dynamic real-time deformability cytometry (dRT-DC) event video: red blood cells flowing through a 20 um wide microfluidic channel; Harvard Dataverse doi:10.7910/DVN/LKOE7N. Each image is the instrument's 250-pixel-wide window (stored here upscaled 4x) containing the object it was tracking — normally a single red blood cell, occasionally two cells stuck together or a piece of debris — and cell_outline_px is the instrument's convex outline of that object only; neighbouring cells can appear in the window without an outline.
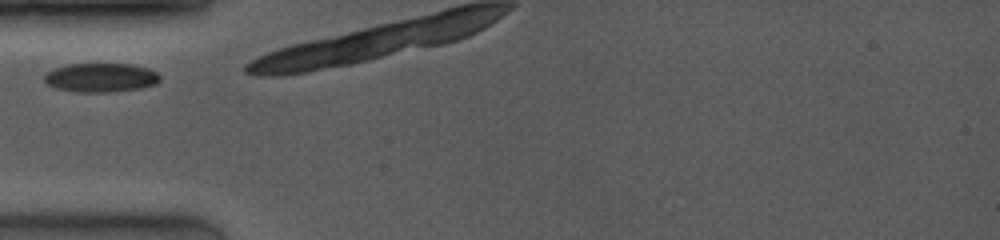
{"species": "common noctule bat (a hibernating species)", "species_latin": "Nyctalus noctula", "temperature_condition": "room temperature", "stored_images_in_passage": 2, "camera_frame_rate_fps": 4000, "um_per_image_px": 0.085, "animal": {"sex": "female", "body_mass_g": 19.0, "forearm_length_mm": 53.3}, "frame": {"image": 1, "passage_image": 1, "time_ms": 0.0, "image_size_px": [1000, 240], "cell_outline_px": [[160, 80], [156, 84], [140, 88], [112, 92], [76, 92], [56, 88], [48, 84], [44, 80], [44, 76], [48, 72], [56, 68], [68, 64], [132, 64], [148, 68], [156, 72], [160, 76]], "centroid_in_image_um": [8.59, 6.6], "position_along_channel_um": 76.4, "area_um2": 19.48}}